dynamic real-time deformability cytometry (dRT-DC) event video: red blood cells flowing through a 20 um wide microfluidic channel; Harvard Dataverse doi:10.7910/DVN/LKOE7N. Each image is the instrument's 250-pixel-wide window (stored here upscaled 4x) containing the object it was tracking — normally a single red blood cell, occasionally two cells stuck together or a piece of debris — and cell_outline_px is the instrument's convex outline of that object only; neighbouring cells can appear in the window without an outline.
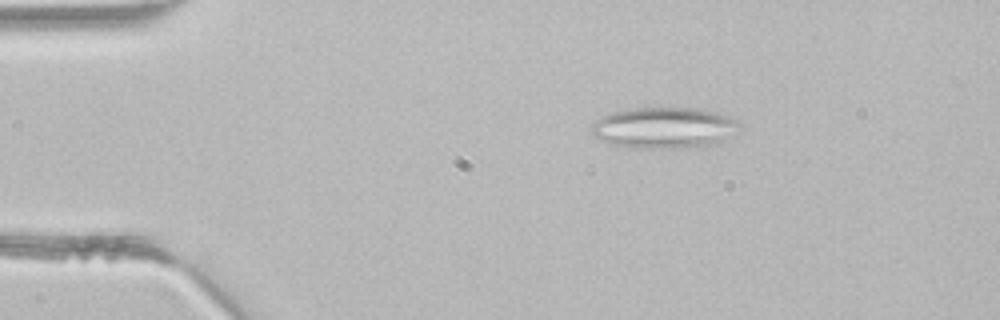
{"species": "common noctule bat (a hibernating species)", "species_latin": "Nyctalus noctula", "temperature_condition": "room temperature", "stored_images_in_passage": 2, "camera_frame_rate_fps": 3000, "um_per_image_px": 0.085, "animal": {"sex": "male", "body_mass_g": 21.5, "forearm_length_mm": 52.0}, "frame": {"image": 1, "passage_image": 1, "time_ms": 0.0, "image_size_px": [1000, 320], "cell_outline_px": [[740, 128], [716, 144], [680, 148], [636, 148], [612, 144], [592, 136], [592, 124], [596, 120], [608, 112], [628, 108], [696, 108], [716, 112], [740, 120]], "centroid_in_image_um": [56.43, 10.85], "position_along_channel_um": 28.6, "area_um2": 35.6}}